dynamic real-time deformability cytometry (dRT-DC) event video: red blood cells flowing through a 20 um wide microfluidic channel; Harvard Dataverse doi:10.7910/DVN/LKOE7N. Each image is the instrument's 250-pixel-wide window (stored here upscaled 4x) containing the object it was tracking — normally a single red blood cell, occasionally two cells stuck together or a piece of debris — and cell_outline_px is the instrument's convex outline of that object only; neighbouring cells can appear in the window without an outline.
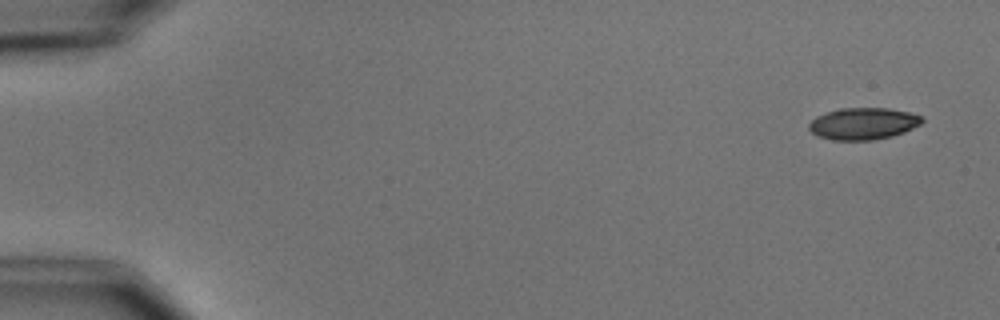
{"species": "common noctule bat (a hibernating species)", "species_latin": "Nyctalus noctula", "temperature_condition": "cold", "stored_images_in_passage": 5, "camera_frame_rate_fps": 3000, "um_per_image_px": 0.085, "animal": {"sex": "male", "body_mass_g": 15.6}, "frame": {"image": 1, "passage_image": 1, "time_ms": 0.0, "image_size_px": [1000, 320], "cell_outline_px": [[924, 120], [920, 124], [904, 132], [892, 136], [872, 140], [832, 140], [816, 136], [808, 128], [808, 124], [816, 116], [840, 108], [888, 108], [908, 112], [920, 116]], "centroid_in_image_um": [73.34, 10.51], "position_along_channel_um": 11.7, "area_um2": 20.92}}
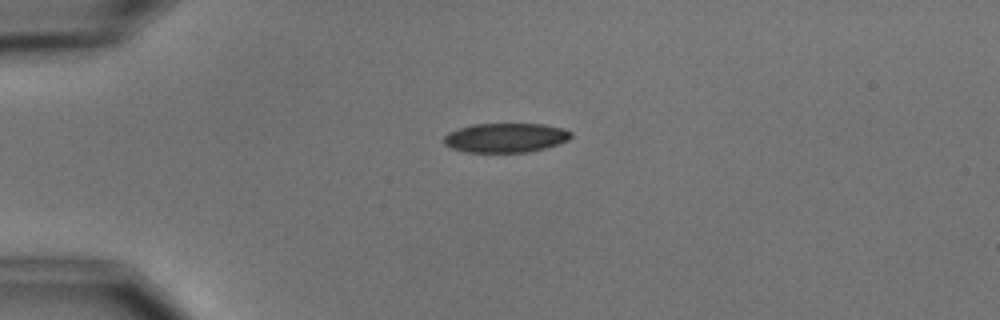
{"frame": {"image": 2, "passage_image": 4, "time_ms": 3.667, "image_size_px": [1000, 320], "cell_outline_px": [[572, 136], [568, 140], [544, 148], [528, 152], [464, 152], [452, 148], [444, 144], [444, 136], [448, 132], [472, 124], [544, 124], [560, 128], [572, 132]], "centroid_in_image_um": [42.95, 11.71], "position_along_channel_um": 42.1, "area_um2": 21.62}}